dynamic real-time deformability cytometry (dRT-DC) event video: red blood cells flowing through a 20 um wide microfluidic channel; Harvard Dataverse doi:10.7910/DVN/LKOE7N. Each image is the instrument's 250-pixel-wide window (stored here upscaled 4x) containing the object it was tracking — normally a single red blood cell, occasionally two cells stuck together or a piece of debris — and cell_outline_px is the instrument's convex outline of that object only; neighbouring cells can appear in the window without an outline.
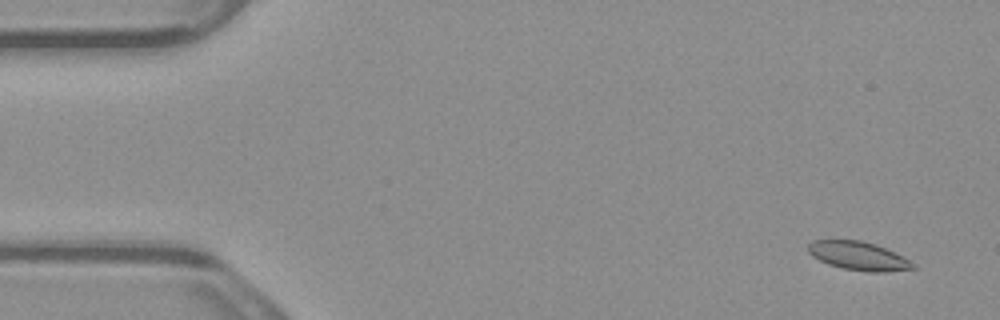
{"species": "common noctule bat (a hibernating species)", "species_latin": "Nyctalus noctula", "temperature_condition": "warm", "stored_images_in_passage": 4, "camera_frame_rate_fps": 3000, "um_per_image_px": 0.085, "animal": {"sex": "male", "body_mass_g": 23.1, "forearm_length_mm": 52.7}, "frame": {"image": 1, "passage_image": 1, "time_ms": 0.0, "image_size_px": [1000, 320], "cell_outline_px": [[916, 268], [884, 272], [868, 272], [840, 268], [828, 264], [812, 256], [808, 252], [808, 244], [812, 240], [860, 240], [876, 244], [904, 256], [916, 264]], "centroid_in_image_um": [72.99, 21.75], "position_along_channel_um": 12.0, "area_um2": 17.63}}
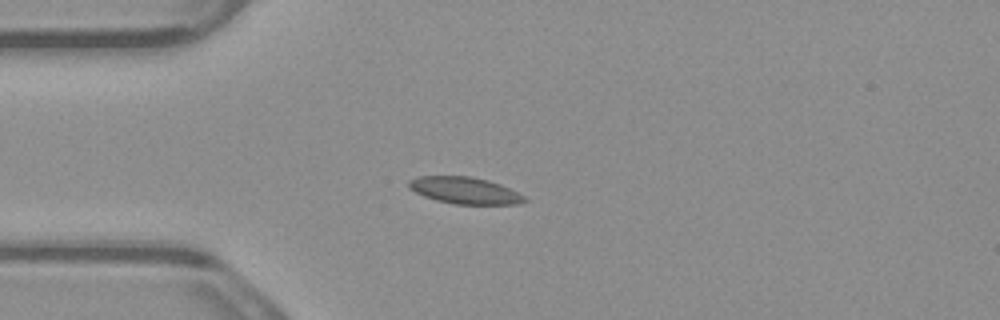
{"frame": {"image": 2, "passage_image": 4, "time_ms": 1.0, "image_size_px": [1000, 320], "cell_outline_px": [[528, 200], [520, 204], [452, 204], [436, 200], [424, 196], [408, 188], [408, 180], [416, 176], [472, 176], [488, 180], [500, 184], [524, 196]], "centroid_in_image_um": [39.47, 16.18], "position_along_channel_um": 45.5, "area_um2": 18.09}}